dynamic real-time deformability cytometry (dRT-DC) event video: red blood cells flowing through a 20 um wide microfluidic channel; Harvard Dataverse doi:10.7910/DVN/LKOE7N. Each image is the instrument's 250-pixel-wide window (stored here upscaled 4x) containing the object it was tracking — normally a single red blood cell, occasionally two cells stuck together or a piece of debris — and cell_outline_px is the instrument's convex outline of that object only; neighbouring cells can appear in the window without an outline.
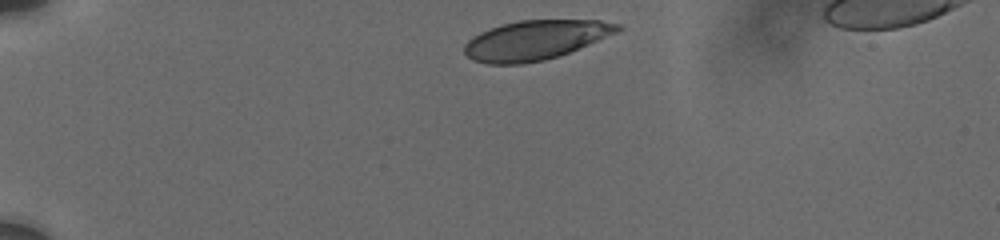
{"species": "human", "species_latin": "Homo sapiens", "temperature_condition": "cold", "stored_images_in_passage": 39, "camera_frame_rate_fps": 3000, "um_per_image_px": 0.085, "donor": {"sex": "male"}, "frame": {"image": 1, "passage_image": 1, "time_ms": 0.0, "image_size_px": [1000, 240], "cell_outline_px": [[624, 28], [616, 32], [568, 52], [544, 60], [520, 64], [488, 64], [472, 60], [464, 52], [464, 44], [468, 40], [480, 32], [504, 24], [520, 20], [600, 20], [620, 24]], "centroid_in_image_um": [45.48, 3.4], "position_along_channel_um": 39.5, "area_um2": 34.74}}
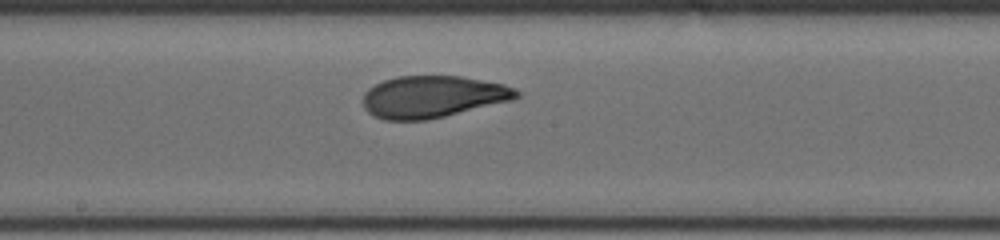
{"frame": {"image": 2, "passage_image": 22, "time_ms": 6.333, "image_size_px": [1000, 240], "cell_outline_px": [[520, 96], [516, 100], [428, 120], [384, 120], [372, 116], [364, 108], [364, 92], [368, 88], [384, 80], [396, 76], [460, 76], [504, 84], [520, 92]], "centroid_in_image_um": [36.8, 8.23], "position_along_channel_um": 211.4, "area_um2": 37.8}}
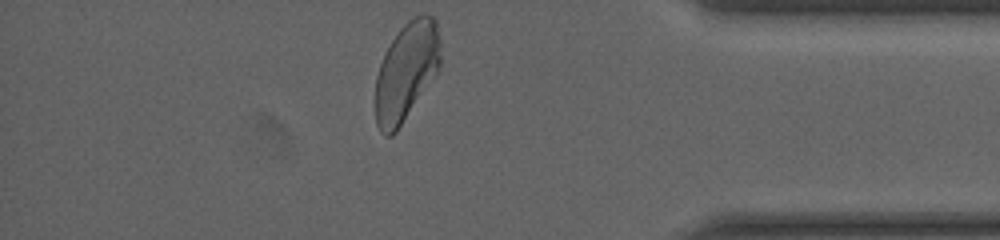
{"frame": {"image": 3, "passage_image": 39, "time_ms": 12.0, "image_size_px": [1000, 240], "cell_outline_px": [[440, 68], [396, 132], [392, 136], [384, 136], [380, 132], [376, 124], [376, 76], [384, 52], [400, 28], [412, 16], [424, 12], [432, 16], [436, 20], [440, 40]], "centroid_in_image_um": [34.54, 6.05], "position_along_channel_um": 400.7, "area_um2": 37.45}, "authors_computed_cell_mechanics": {"area_um2": 37.5122, "velocity_mm_per_s": 3.7147, "shape_relaxation_time_tau1_ms": 4.0783, "shape_relaxation_time_tau2_ms": 1.1008, "deformation_change_tau1": 0.1498, "deformation_change_tau2": 0.0603}}